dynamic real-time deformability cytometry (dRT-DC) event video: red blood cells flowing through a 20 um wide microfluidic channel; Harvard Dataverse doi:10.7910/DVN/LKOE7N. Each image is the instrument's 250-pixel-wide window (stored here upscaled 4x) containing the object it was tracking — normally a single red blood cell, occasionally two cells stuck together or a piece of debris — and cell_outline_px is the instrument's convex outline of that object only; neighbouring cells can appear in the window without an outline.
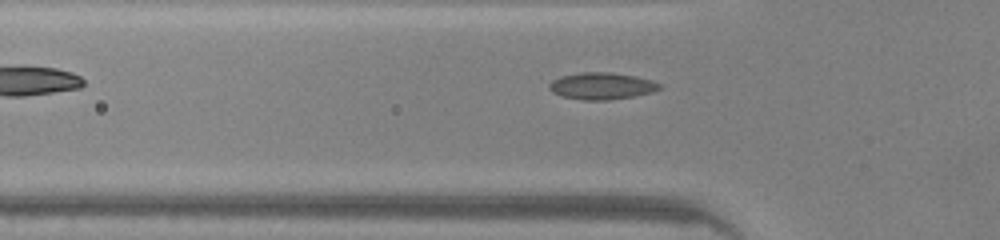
{"species": "common noctule bat (a hibernating species)", "species_latin": "Nyctalus noctula", "temperature_condition": "warm", "stored_images_in_passage": 27, "camera_frame_rate_fps": 3000, "um_per_image_px": 0.085, "animal": {"sex": "male", "body_mass_g": 20.0, "forearm_length_mm": 53.3}, "frame": {"image": 1, "passage_image": 3, "time_ms": 0.667, "image_size_px": [1000, 240], "cell_outline_px": [[664, 84], [660, 88], [652, 92], [632, 96], [608, 100], [584, 100], [560, 96], [552, 92], [548, 88], [548, 84], [552, 80], [560, 76], [580, 72], [612, 72], [636, 76], [652, 80]], "centroid_in_image_um": [51.13, 7.3], "position_along_channel_um": 74.7, "area_um2": 17.46}}
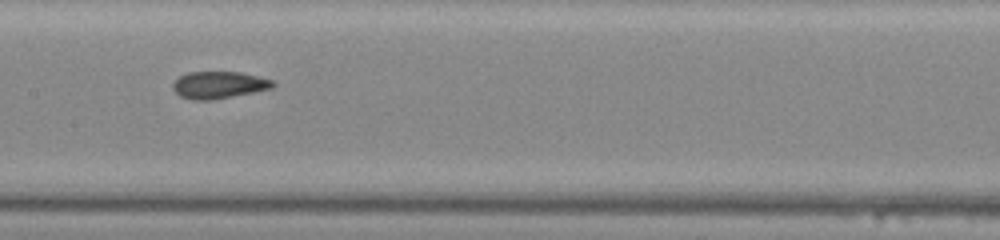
{"frame": {"image": 2, "passage_image": 11, "time_ms": 3.333, "image_size_px": [1000, 240], "cell_outline_px": [[276, 84], [272, 88], [212, 100], [192, 100], [180, 96], [172, 88], [172, 84], [180, 76], [188, 72], [240, 72], [272, 80]], "centroid_in_image_um": [18.57, 7.22], "position_along_channel_um": 188.8, "area_um2": 15.61}}
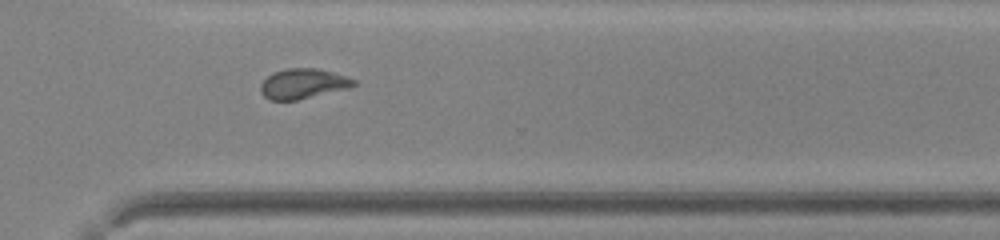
{"frame": {"image": 3, "passage_image": 22, "time_ms": 7.0, "image_size_px": [1000, 240], "cell_outline_px": [[356, 84], [348, 88], [296, 100], [272, 100], [264, 96], [260, 92], [260, 84], [272, 72], [288, 68], [316, 68], [332, 72], [356, 80]], "centroid_in_image_um": [25.72, 7.11], "position_along_channel_um": 344.9, "area_um2": 16.13}}